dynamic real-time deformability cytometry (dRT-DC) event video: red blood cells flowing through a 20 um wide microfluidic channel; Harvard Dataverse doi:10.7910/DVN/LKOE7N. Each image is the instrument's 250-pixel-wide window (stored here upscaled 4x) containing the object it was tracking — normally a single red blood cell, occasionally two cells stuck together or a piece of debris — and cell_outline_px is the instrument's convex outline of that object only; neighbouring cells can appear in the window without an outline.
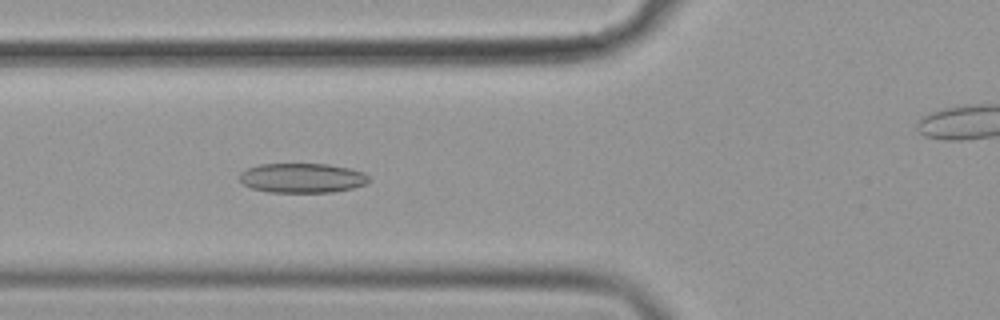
{"species": "common noctule bat (a hibernating species)", "species_latin": "Nyctalus noctula", "temperature_condition": "cold", "stored_images_in_passage": 49, "camera_frame_rate_fps": 3000, "um_per_image_px": 0.085, "animal": {"sex": "female", "body_mass_g": 19.9}, "frame": {"image": 1, "passage_image": 13, "time_ms": 4.0, "image_size_px": [1000, 320], "cell_outline_px": [[372, 180], [368, 184], [352, 188], [332, 192], [268, 192], [252, 188], [244, 184], [240, 180], [240, 172], [248, 168], [260, 164], [328, 164], [348, 168], [364, 172]], "centroid_in_image_um": [25.72, 15.13], "position_along_channel_um": 100.1, "area_um2": 22.37}}
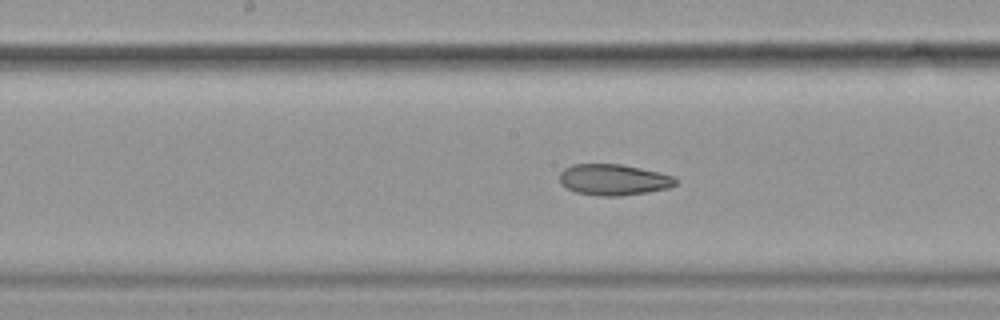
{"frame": {"image": 2, "passage_image": 21, "time_ms": 6.667, "image_size_px": [1000, 320], "cell_outline_px": [[676, 184], [668, 188], [648, 192], [620, 196], [600, 196], [576, 192], [560, 184], [560, 172], [564, 168], [572, 164], [620, 164], [660, 172], [672, 176], [676, 180]], "centroid_in_image_um": [52.13, 15.27], "position_along_channel_um": 196.1, "area_um2": 20.98}}
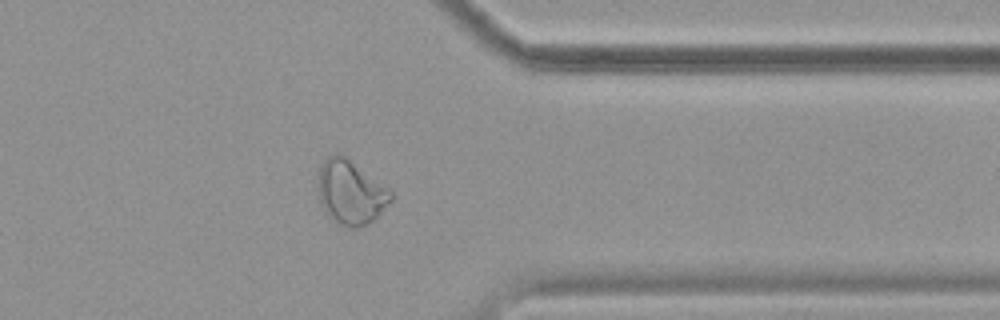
{"frame": {"image": 3, "passage_image": 37, "time_ms": 12.0, "image_size_px": [1000, 320], "cell_outline_px": [[392, 200], [368, 224], [356, 228], [352, 228], [336, 224], [324, 212], [320, 204], [316, 184], [316, 180], [320, 168], [324, 160], [328, 156], [336, 152], [340, 152], [388, 188], [392, 192]], "centroid_in_image_um": [29.74, 16.35], "position_along_channel_um": 381.7, "area_um2": 27.51}, "authors_computed_cell_mechanics": {"area_um2": 23.6402, "velocity_mm_per_s": 3.5927, "shape_relaxation_time_tau1_ms": null, "shape_relaxation_time_tau2_ms": 4.6573, "deformation_change_tau1": null, "deformation_change_tau2": 0.1169}}